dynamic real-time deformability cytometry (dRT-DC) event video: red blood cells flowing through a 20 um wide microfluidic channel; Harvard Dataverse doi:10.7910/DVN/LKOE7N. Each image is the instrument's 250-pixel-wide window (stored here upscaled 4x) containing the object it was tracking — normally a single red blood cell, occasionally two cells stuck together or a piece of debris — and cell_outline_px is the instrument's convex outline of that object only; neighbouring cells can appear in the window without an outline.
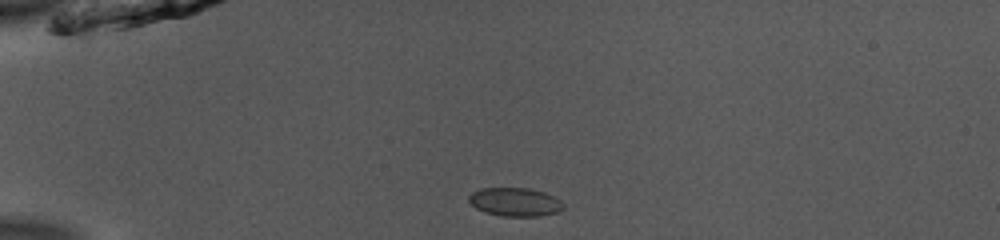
{"species": "common noctule bat (a hibernating species)", "species_latin": "Nyctalus noctula", "temperature_condition": "room temperature", "stored_images_in_passage": 39, "camera_frame_rate_fps": 3000, "um_per_image_px": 0.085, "animal": {"sex": "male", "body_mass_g": 13.0, "forearm_length_mm": 53.1}, "frame": {"image": 1, "passage_image": 1, "time_ms": 0.0, "image_size_px": [1000, 240], "cell_outline_px": [[564, 208], [556, 212], [540, 216], [500, 216], [484, 212], [476, 208], [468, 200], [468, 196], [472, 192], [480, 188], [528, 188], [544, 192], [560, 200], [564, 204]], "centroid_in_image_um": [43.76, 17.17], "position_along_channel_um": 41.2, "area_um2": 15.72}}
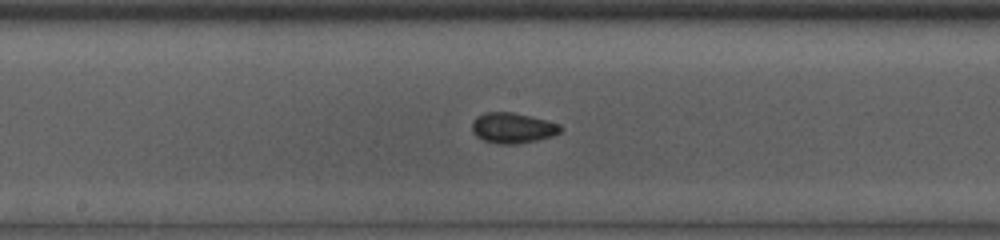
{"frame": {"image": 2, "passage_image": 16, "time_ms": 5.0, "image_size_px": [1000, 240], "cell_outline_px": [[564, 128], [560, 132], [552, 136], [536, 140], [516, 144], [496, 144], [484, 140], [476, 136], [472, 132], [472, 124], [476, 116], [484, 112], [512, 112], [560, 124]], "centroid_in_image_um": [43.55, 10.88], "position_along_channel_um": 204.6, "area_um2": 15.66}}
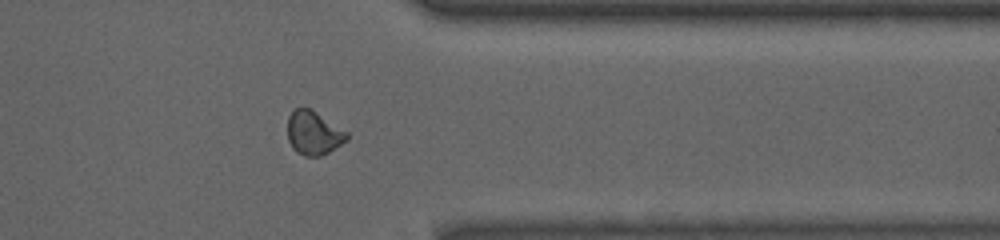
{"frame": {"image": 3, "passage_image": 30, "time_ms": 9.667, "image_size_px": [1000, 240], "cell_outline_px": [[348, 140], [328, 152], [320, 156], [304, 156], [296, 152], [292, 148], [288, 140], [288, 116], [296, 108], [308, 108], [316, 112], [348, 132]], "centroid_in_image_um": [26.65, 11.32], "position_along_channel_um": 384.8, "area_um2": 15.03}, "authors_computed_cell_mechanics": {"area_um2": 15.4326, "velocity_mm_per_s": 3.9386, "shape_relaxation_time_tau1_ms": 1.6013, "shape_relaxation_time_tau2_ms": 1.45, "deformation_change_tau1": 0.0872, "deformation_change_tau2": 0.0395}}